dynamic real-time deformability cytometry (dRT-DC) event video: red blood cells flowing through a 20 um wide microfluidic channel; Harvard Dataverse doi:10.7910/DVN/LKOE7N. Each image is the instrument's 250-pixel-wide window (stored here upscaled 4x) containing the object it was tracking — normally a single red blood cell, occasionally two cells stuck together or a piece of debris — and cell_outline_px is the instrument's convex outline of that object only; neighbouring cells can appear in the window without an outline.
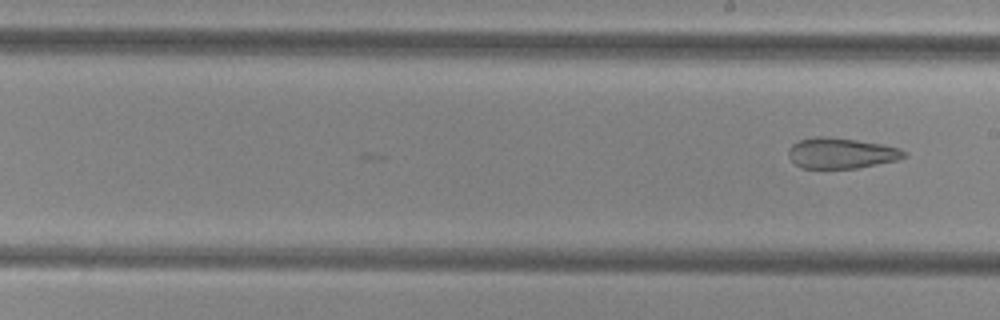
{"species": "common noctule bat (a hibernating species)", "species_latin": "Nyctalus noctula", "temperature_condition": "cold", "stored_images_in_passage": 15, "camera_frame_rate_fps": 3000, "um_per_image_px": 0.085, "animal": {"sex": "female", "body_mass_g": 29.2, "forearm_length_mm": 56.3}, "frame": {"image": 1, "passage_image": 15, "time_ms": 4.667, "image_size_px": [1000, 320], "cell_outline_px": [[904, 156], [896, 160], [856, 168], [800, 168], [788, 156], [788, 148], [792, 144], [800, 140], [816, 136], [824, 136], [856, 140], [880, 144], [900, 148], [904, 152]], "centroid_in_image_um": [71.43, 13.01], "position_along_channel_um": 217.6, "area_um2": 20.35}}